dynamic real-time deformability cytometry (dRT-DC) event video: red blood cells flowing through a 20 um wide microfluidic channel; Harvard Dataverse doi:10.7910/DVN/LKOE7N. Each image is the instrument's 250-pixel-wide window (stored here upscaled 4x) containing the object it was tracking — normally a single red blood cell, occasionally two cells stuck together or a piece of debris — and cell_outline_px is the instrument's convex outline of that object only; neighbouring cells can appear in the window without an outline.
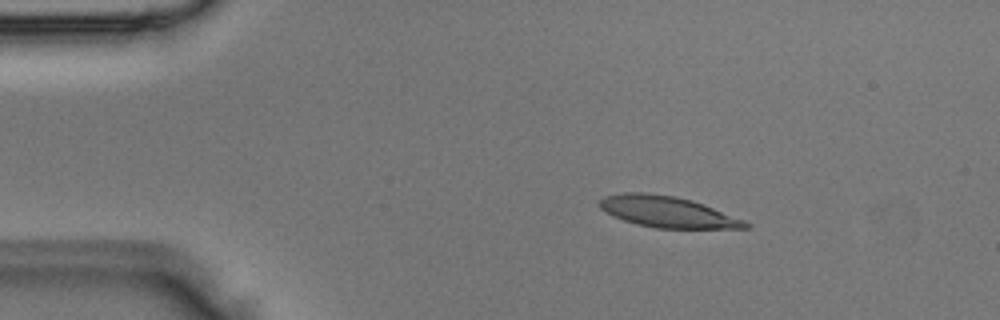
{"species": "Egyptian fruit bat (a non-hibernating species)", "species_latin": "Rousettus aegyptiacus", "temperature_condition": "room temperature", "stored_images_in_passage": 5, "camera_frame_rate_fps": 3000, "um_per_image_px": 0.085, "animal": {"sex": "male"}, "frame": {"image": 1, "passage_image": 2, "time_ms": 0.333, "image_size_px": [1000, 320], "cell_outline_px": [[752, 228], [656, 228], [636, 224], [612, 216], [600, 208], [600, 200], [604, 196], [624, 192], [648, 192], [676, 196], [692, 200], [704, 204], [744, 220], [752, 224]], "centroid_in_image_um": [56.74, 18.0], "position_along_channel_um": 28.3, "area_um2": 26.53}}
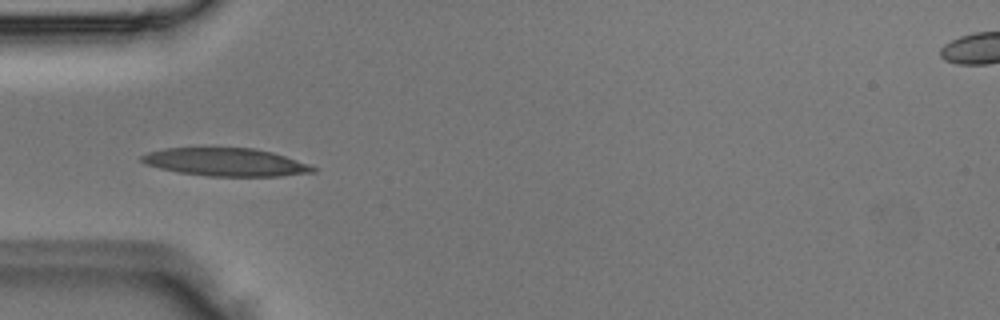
{"frame": {"image": 2, "passage_image": 4, "time_ms": 1.0, "image_size_px": [1000, 320], "cell_outline_px": [[320, 168], [316, 172], [280, 176], [208, 176], [180, 172], [160, 168], [144, 164], [140, 160], [140, 156], [148, 152], [164, 148], [252, 148], [272, 152]], "centroid_in_image_um": [19.19, 13.78], "position_along_channel_um": 65.8, "area_um2": 27.86}}
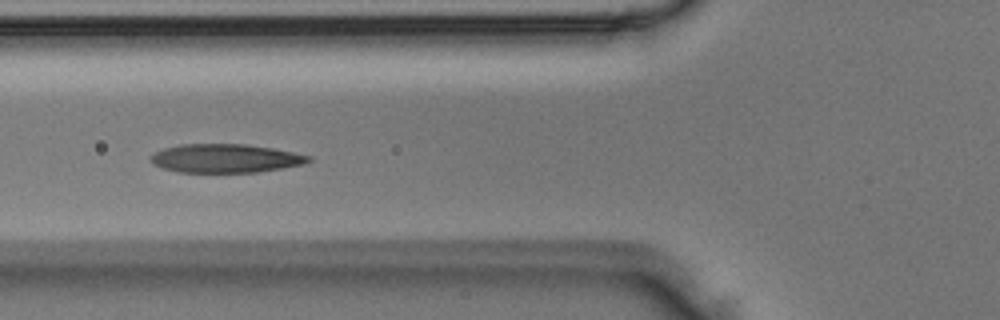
{"frame": {"image": 3, "passage_image": 5, "time_ms": 1.333, "image_size_px": [1000, 320], "cell_outline_px": [[312, 160], [304, 164], [256, 172], [180, 172], [164, 168], [152, 164], [152, 156], [156, 152], [164, 148], [180, 144], [244, 144], [272, 148], [312, 156]], "centroid_in_image_um": [19.18, 13.45], "position_along_channel_um": 106.6, "area_um2": 26.07}}